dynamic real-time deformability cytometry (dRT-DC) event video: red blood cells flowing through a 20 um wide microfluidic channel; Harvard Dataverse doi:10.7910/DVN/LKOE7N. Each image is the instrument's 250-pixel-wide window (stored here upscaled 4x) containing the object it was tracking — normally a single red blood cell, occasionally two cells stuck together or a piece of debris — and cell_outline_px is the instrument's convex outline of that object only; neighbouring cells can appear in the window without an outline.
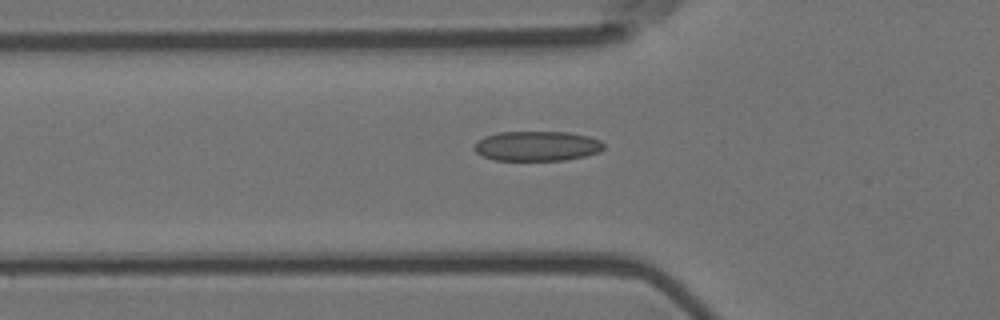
{"species": "Egyptian fruit bat (a non-hibernating species)", "species_latin": "Rousettus aegyptiacus", "temperature_condition": "room temperature", "stored_images_in_passage": 32, "camera_frame_rate_fps": 3000, "um_per_image_px": 0.085, "animal": {"sex": "female"}, "frame": {"image": 1, "passage_image": 2, "time_ms": 0.333, "image_size_px": [1000, 320], "cell_outline_px": [[604, 148], [600, 152], [584, 156], [564, 160], [492, 160], [476, 152], [472, 148], [476, 140], [484, 136], [496, 132], [568, 132], [588, 136], [600, 140], [604, 144]], "centroid_in_image_um": [45.61, 12.41], "position_along_channel_um": 80.2, "area_um2": 22.72}}
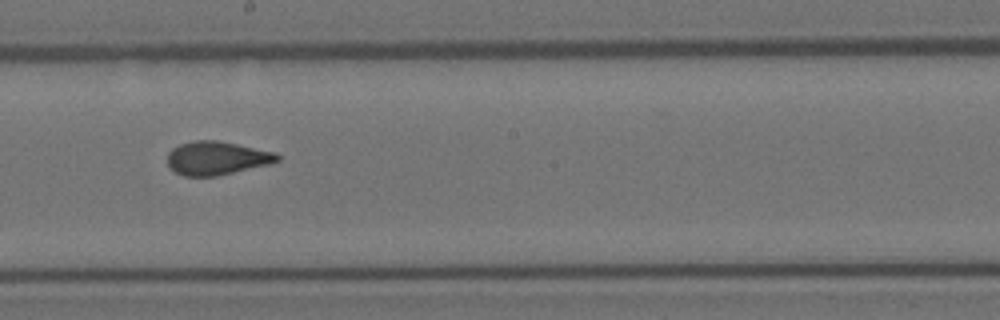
{"frame": {"image": 2, "passage_image": 14, "time_ms": 4.333, "image_size_px": [1000, 320], "cell_outline_px": [[280, 160], [268, 164], [216, 176], [184, 176], [176, 172], [168, 164], [168, 152], [172, 148], [180, 144], [196, 140], [216, 140], [276, 152], [280, 156]], "centroid_in_image_um": [18.42, 13.43], "position_along_channel_um": 229.8, "area_um2": 21.21}}
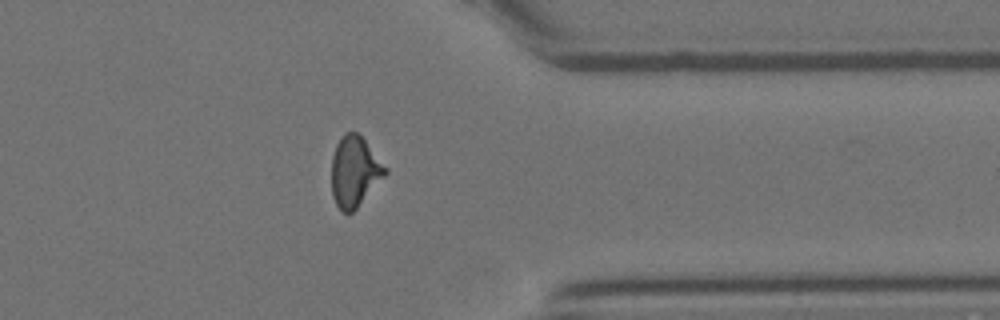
{"frame": {"image": 3, "passage_image": 27, "time_ms": 8.667, "image_size_px": [1000, 320], "cell_outline_px": [[388, 172], [356, 208], [352, 212], [344, 212], [336, 204], [332, 196], [332, 156], [336, 144], [344, 132], [356, 132], [364, 140], [388, 168]], "centroid_in_image_um": [30.13, 14.56], "position_along_channel_um": 381.3, "area_um2": 21.73}}